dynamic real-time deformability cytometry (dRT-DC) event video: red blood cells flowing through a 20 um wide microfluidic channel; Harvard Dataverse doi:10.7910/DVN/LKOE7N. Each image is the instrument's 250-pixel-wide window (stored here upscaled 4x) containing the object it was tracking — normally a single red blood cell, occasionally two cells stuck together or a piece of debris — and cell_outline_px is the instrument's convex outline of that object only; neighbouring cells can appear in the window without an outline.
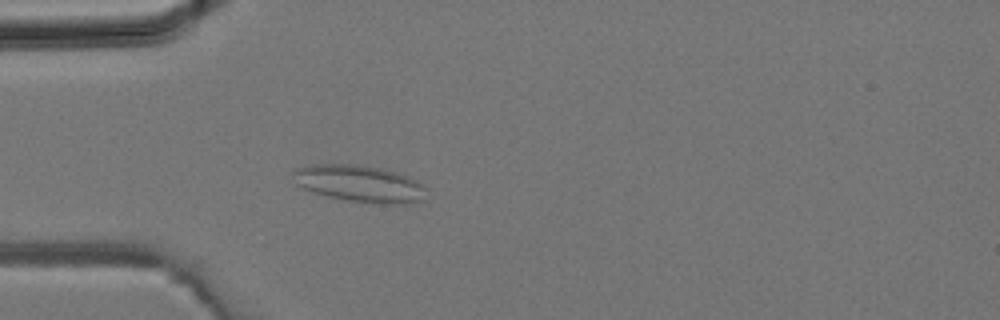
{"species": "common noctule bat (a hibernating species)", "species_latin": "Nyctalus noctula", "temperature_condition": "room temperature", "stored_images_in_passage": 2, "camera_frame_rate_fps": 3000, "um_per_image_px": 0.085, "animal": {"sex": "male", "body_mass_g": 19.2, "forearm_length_mm": 51.8}, "frame": {"image": 1, "passage_image": 2, "time_ms": 0.333, "image_size_px": [1000, 320], "cell_outline_px": [[428, 188], [424, 200], [408, 204], [380, 204], [348, 200], [328, 196], [312, 192], [300, 188], [296, 184], [288, 172], [296, 168], [308, 164], [352, 164], [380, 168], [396, 172], [408, 176], [424, 184]], "centroid_in_image_um": [30.54, 15.61], "position_along_channel_um": 54.5, "area_um2": 29.25}}